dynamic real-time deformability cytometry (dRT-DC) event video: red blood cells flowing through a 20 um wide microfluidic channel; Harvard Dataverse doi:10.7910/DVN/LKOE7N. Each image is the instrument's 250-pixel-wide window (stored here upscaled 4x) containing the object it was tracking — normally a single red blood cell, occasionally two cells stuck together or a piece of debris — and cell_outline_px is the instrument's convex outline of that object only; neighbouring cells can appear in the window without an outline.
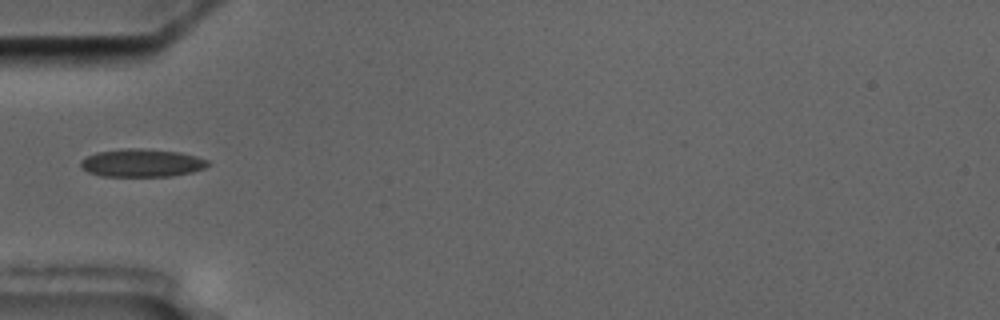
{"species": "common noctule bat (a hibernating species)", "species_latin": "Nyctalus noctula", "temperature_condition": "cold", "stored_images_in_passage": 4, "camera_frame_rate_fps": 3000, "um_per_image_px": 0.085, "animal": {"sex": "male", "body_mass_g": 17.5, "forearm_length_mm": 52.3}, "frame": {"image": 1, "passage_image": 4, "time_ms": 3.333, "image_size_px": [1000, 320], "cell_outline_px": [[212, 164], [204, 168], [192, 172], [172, 176], [104, 176], [88, 172], [80, 164], [80, 160], [96, 152], [124, 148], [140, 148], [180, 152], [196, 156], [208, 160]], "centroid_in_image_um": [12.09, 13.84], "position_along_channel_um": 72.9, "area_um2": 20.75}}